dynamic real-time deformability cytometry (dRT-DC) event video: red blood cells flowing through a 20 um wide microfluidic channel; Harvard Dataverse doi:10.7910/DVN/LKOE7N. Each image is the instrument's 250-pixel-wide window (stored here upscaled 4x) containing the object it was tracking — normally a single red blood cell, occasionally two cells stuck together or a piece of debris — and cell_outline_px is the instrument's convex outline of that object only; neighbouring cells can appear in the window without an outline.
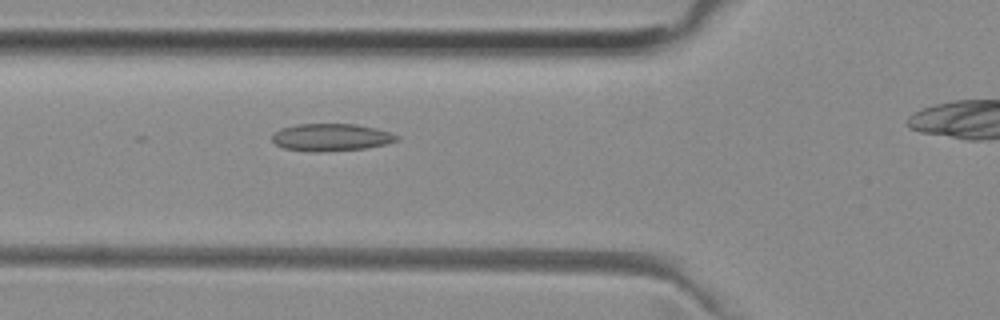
{"species": "common noctule bat (a hibernating species)", "species_latin": "Nyctalus noctula", "temperature_condition": "room temperature", "stored_images_in_passage": 36, "camera_frame_rate_fps": 3000, "um_per_image_px": 0.085, "animal": {"sex": "female", "body_mass_g": 29.2, "forearm_length_mm": 56.3}, "frame": {"image": 1, "passage_image": 12, "time_ms": 3.667, "image_size_px": [1000, 320], "cell_outline_px": [[400, 136], [396, 140], [384, 144], [364, 148], [320, 152], [312, 152], [284, 148], [276, 144], [272, 140], [272, 136], [280, 128], [296, 124], [356, 124], [376, 128]], "centroid_in_image_um": [28.11, 11.67], "position_along_channel_um": 97.7, "area_um2": 19.71}}
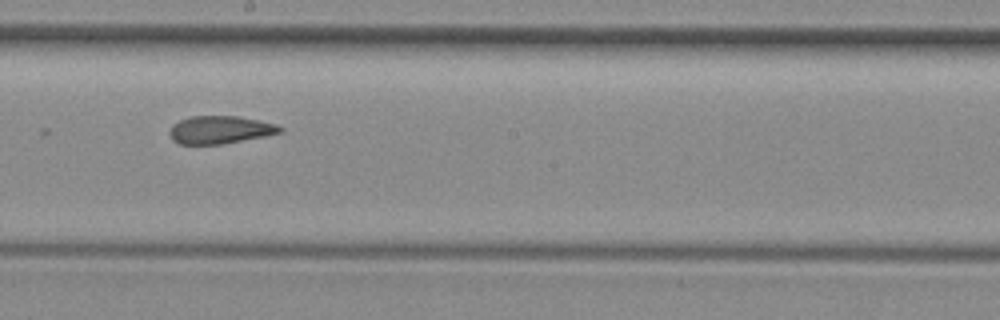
{"frame": {"image": 2, "passage_image": 22, "time_ms": 7.0, "image_size_px": [1000, 320], "cell_outline_px": [[284, 128], [280, 132], [220, 144], [180, 144], [172, 140], [168, 132], [172, 124], [180, 120], [192, 116], [240, 116], [276, 124]], "centroid_in_image_um": [18.64, 11.02], "position_along_channel_um": 229.6, "area_um2": 17.63}}
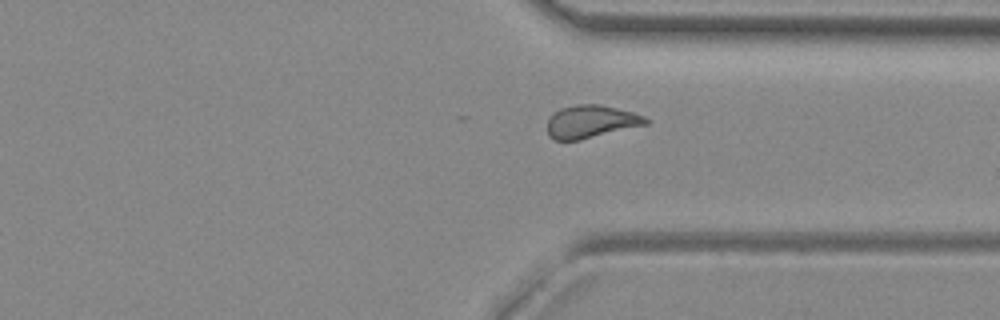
{"frame": {"image": 3, "passage_image": 32, "time_ms": 10.333, "image_size_px": [1000, 320], "cell_outline_px": [[648, 124], [580, 140], [552, 140], [548, 136], [548, 120], [552, 112], [560, 108], [576, 104], [596, 104], [616, 108], [632, 112], [644, 116], [648, 120]], "centroid_in_image_um": [50.19, 10.34], "position_along_channel_um": 361.2, "area_um2": 18.84}}